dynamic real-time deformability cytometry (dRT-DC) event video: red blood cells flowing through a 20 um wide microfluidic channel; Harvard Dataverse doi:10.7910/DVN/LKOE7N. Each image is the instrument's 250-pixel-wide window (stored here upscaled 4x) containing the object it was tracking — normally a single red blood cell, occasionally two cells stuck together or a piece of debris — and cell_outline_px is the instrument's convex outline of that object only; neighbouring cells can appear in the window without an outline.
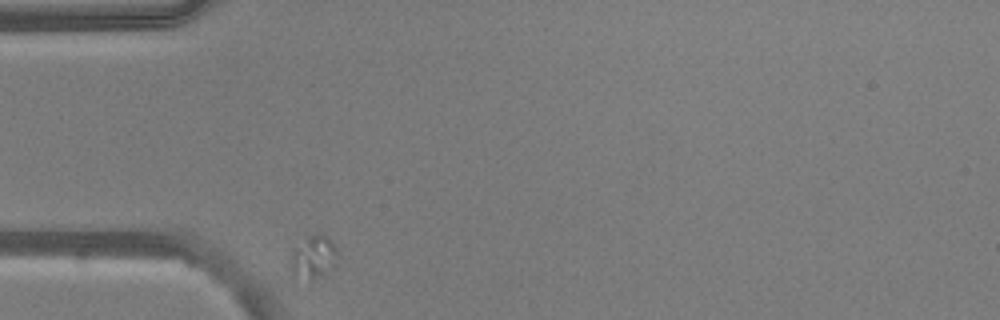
{"species": "common noctule bat (a hibernating species)", "species_latin": "Nyctalus noctula", "temperature_condition": "warm", "stored_images_in_passage": 12, "camera_frame_rate_fps": 3000, "um_per_image_px": 0.085, "animal": {"sex": "male", "body_mass_g": 20.5, "forearm_length_mm": 52.5}, "frame": {"image": 1, "passage_image": 1, "time_ms": 0.0, "image_size_px": [1000, 320], "cell_outline_px": [[336, 264], [332, 268], [312, 280], [288, 276], [292, 252], [308, 236], [328, 236], [332, 240], [336, 248]], "centroid_in_image_um": [26.6, 21.91], "position_along_channel_um": 58.4, "area_um2": 11.62}}
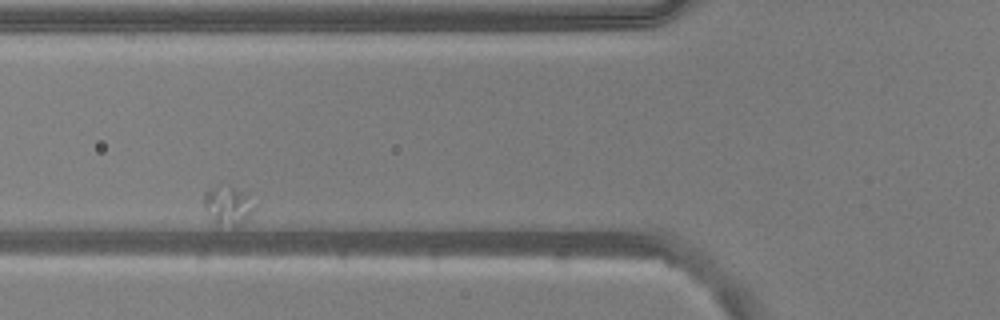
{"frame": {"image": 2, "passage_image": 7, "time_ms": 2.0, "image_size_px": [1000, 320], "cell_outline_px": [[256, 208], [248, 216], [236, 224], [232, 224], [216, 220], [204, 208], [204, 192], [208, 188], [232, 188], [248, 192], [256, 204]], "centroid_in_image_um": [19.43, 17.38], "position_along_channel_um": 106.4, "area_um2": 10.52}}